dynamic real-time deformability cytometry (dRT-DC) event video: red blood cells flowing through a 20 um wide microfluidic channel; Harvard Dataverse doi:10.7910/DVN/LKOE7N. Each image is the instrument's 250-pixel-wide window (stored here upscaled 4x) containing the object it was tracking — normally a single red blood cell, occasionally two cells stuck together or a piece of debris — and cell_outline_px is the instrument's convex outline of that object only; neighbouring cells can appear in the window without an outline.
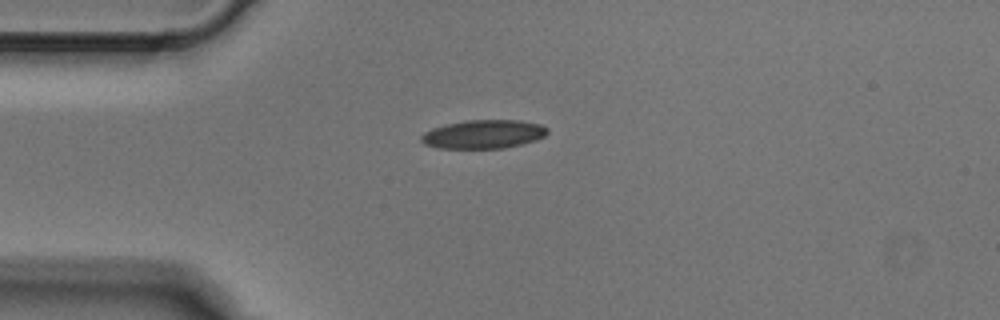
{"species": "Egyptian fruit bat (a non-hibernating species)", "species_latin": "Rousettus aegyptiacus", "temperature_condition": "cold", "stored_images_in_passage": 1, "camera_frame_rate_fps": 3000, "um_per_image_px": 0.085, "animal": {"sex": "male"}, "frame": {"image": 1, "passage_image": 1, "time_ms": 0.0, "image_size_px": [1000, 320], "cell_outline_px": [[548, 132], [544, 136], [536, 140], [504, 148], [436, 148], [424, 144], [420, 140], [420, 136], [424, 132], [432, 128], [464, 120], [520, 120], [540, 124], [548, 128]], "centroid_in_image_um": [41.08, 11.4], "position_along_channel_um": 43.9, "area_um2": 21.1}}